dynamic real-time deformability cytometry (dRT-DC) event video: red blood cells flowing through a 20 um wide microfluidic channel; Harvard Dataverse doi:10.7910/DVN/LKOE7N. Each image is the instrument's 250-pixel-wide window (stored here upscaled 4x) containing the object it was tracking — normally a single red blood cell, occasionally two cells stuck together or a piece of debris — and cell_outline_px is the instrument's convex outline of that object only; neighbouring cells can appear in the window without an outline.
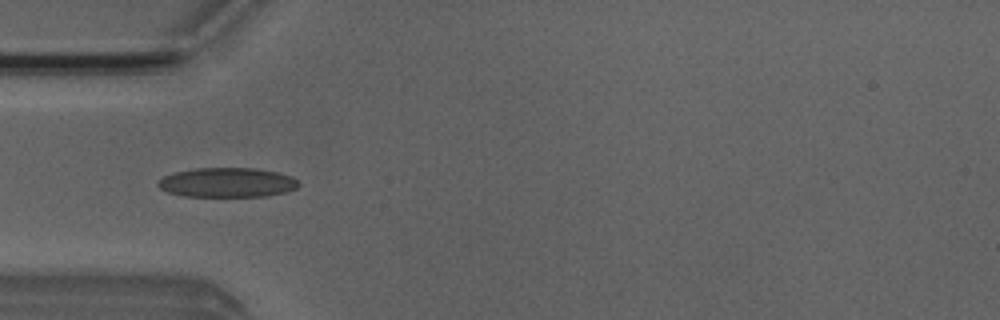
{"species": "Egyptian fruit bat (a non-hibernating species)", "species_latin": "Rousettus aegyptiacus", "temperature_condition": "room temperature", "stored_images_in_passage": 5, "camera_frame_rate_fps": 3000, "um_per_image_px": 0.085, "animal": {"sex": "male"}, "frame": {"image": 1, "passage_image": 5, "time_ms": 4.667, "image_size_px": [1000, 320], "cell_outline_px": [[300, 184], [296, 188], [288, 192], [268, 196], [184, 196], [168, 192], [160, 188], [156, 184], [164, 176], [176, 172], [196, 168], [256, 168], [276, 172], [292, 176]], "centroid_in_image_um": [19.34, 15.51], "position_along_channel_um": 65.7, "area_um2": 24.16}}